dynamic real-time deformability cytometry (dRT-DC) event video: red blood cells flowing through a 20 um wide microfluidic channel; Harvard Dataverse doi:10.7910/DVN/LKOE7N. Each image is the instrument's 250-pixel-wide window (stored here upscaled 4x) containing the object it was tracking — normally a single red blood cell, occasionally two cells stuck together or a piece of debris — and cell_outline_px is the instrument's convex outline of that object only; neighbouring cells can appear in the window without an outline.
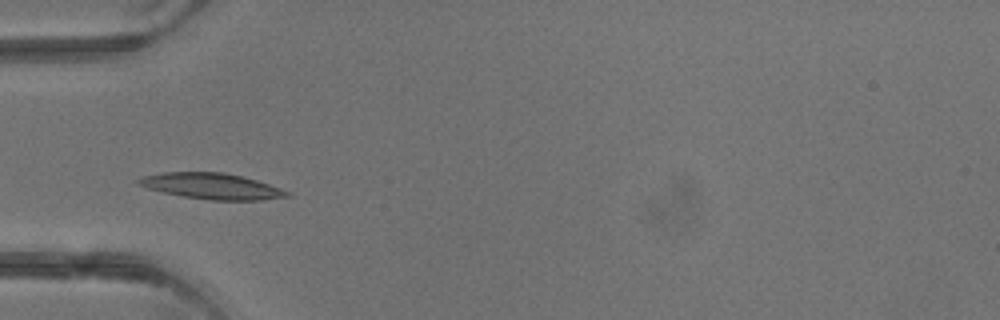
{"species": "common noctule bat (a hibernating species)", "species_latin": "Nyctalus noctula", "temperature_condition": "warm", "stored_images_in_passage": 2, "camera_frame_rate_fps": 3000, "um_per_image_px": 0.085, "animal": {"sex": "male", "body_mass_g": 13.3}, "frame": {"image": 1, "passage_image": 2, "time_ms": 2.333, "image_size_px": [1000, 320], "cell_outline_px": [[292, 196], [260, 200], [208, 200], [184, 196], [164, 192], [148, 188], [136, 184], [136, 180], [144, 176], [164, 172], [224, 172], [256, 180], [292, 192]], "centroid_in_image_um": [18.02, 15.82], "position_along_channel_um": 67.0, "area_um2": 22.31}}